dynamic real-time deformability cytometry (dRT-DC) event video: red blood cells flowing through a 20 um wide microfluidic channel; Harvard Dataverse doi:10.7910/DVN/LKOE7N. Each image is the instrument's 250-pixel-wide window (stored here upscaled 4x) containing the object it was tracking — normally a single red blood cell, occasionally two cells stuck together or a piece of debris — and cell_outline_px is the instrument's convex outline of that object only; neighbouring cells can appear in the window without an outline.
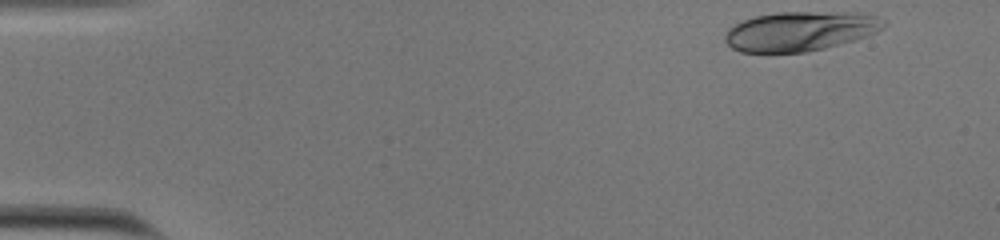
{"species": "human", "species_latin": "Homo sapiens", "temperature_condition": "cold", "stored_images_in_passage": 39, "camera_frame_rate_fps": 3000, "um_per_image_px": 0.085, "donor": {"sex": "male"}, "frame": {"image": 1, "passage_image": 2, "time_ms": 0.333, "image_size_px": [1000, 240], "cell_outline_px": [[888, 24], [884, 28], [868, 36], [856, 40], [816, 52], [740, 52], [732, 48], [724, 40], [724, 36], [728, 28], [744, 20], [756, 16], [776, 12], [860, 12], [876, 16]], "centroid_in_image_um": [68.07, 2.66], "position_along_channel_um": 16.9, "area_um2": 37.11}}
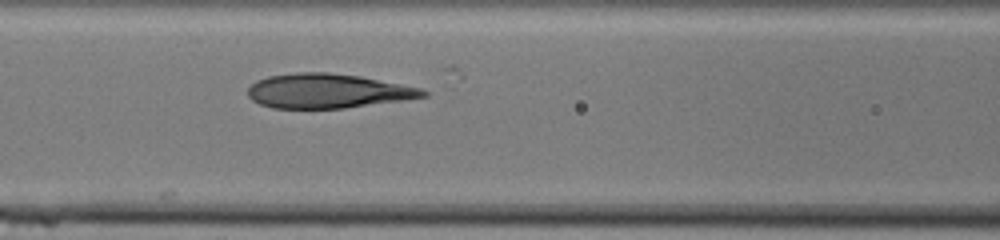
{"frame": {"image": 2, "passage_image": 21, "time_ms": 6.667, "image_size_px": [1000, 240], "cell_outline_px": [[428, 96], [344, 108], [272, 108], [260, 104], [252, 100], [248, 96], [248, 88], [256, 80], [268, 76], [296, 72], [328, 72], [360, 76], [420, 88], [428, 92]], "centroid_in_image_um": [27.8, 7.72], "position_along_channel_um": 138.8, "area_um2": 34.91}}
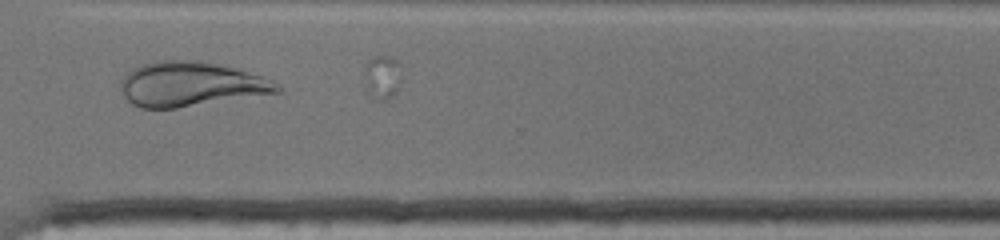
{"frame": {"image": 3, "passage_image": 38, "time_ms": 12.333, "image_size_px": [1000, 240], "cell_outline_px": [[280, 92], [176, 108], [140, 108], [132, 104], [120, 92], [120, 80], [132, 68], [140, 64], [164, 60], [192, 60], [216, 64], [232, 68], [260, 76], [272, 80], [280, 84]], "centroid_in_image_um": [16.15, 7.16], "position_along_channel_um": 354.5, "area_um2": 40.29}}